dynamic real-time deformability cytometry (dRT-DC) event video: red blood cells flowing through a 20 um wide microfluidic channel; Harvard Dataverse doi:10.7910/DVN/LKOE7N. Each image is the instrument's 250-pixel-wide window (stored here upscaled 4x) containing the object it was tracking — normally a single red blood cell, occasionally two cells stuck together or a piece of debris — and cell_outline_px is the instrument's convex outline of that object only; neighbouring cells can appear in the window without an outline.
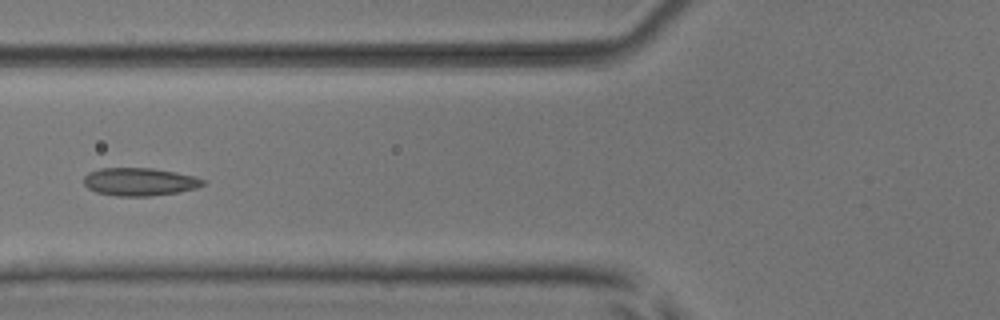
{"species": "common noctule bat (a hibernating species)", "species_latin": "Nyctalus noctula", "temperature_condition": "room temperature", "stored_images_in_passage": 6, "camera_frame_rate_fps": 3000, "um_per_image_px": 0.085, "animal": {"sex": "male", "body_mass_g": 17.9, "forearm_length_mm": 54.2}, "frame": {"image": 1, "passage_image": 6, "time_ms": 1.667, "image_size_px": [1000, 320], "cell_outline_px": [[204, 184], [196, 188], [180, 192], [148, 196], [116, 196], [96, 192], [88, 188], [84, 184], [84, 176], [88, 172], [100, 168], [152, 168], [176, 172], [196, 176], [204, 180]], "centroid_in_image_um": [11.86, 15.45], "position_along_channel_um": 113.9, "area_um2": 19.48}}